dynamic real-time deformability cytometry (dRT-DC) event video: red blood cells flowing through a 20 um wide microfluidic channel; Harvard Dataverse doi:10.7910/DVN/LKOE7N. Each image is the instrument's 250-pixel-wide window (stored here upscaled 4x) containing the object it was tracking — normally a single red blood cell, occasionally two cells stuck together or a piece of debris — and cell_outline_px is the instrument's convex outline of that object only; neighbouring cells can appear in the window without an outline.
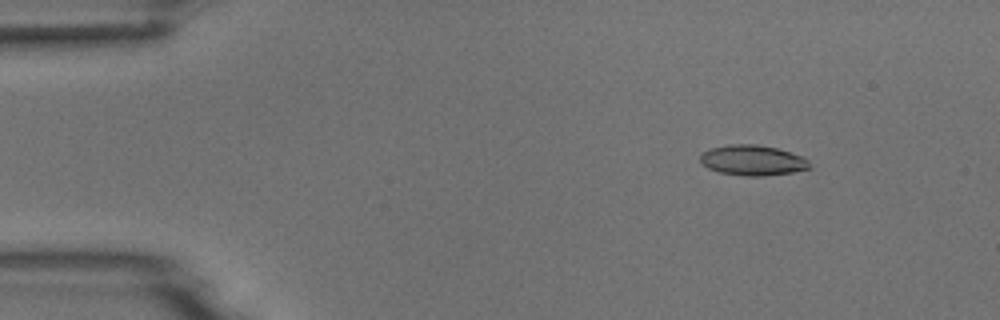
{"species": "common noctule bat (a hibernating species)", "species_latin": "Nyctalus noctula", "temperature_condition": "room temperature", "stored_images_in_passage": 8, "camera_frame_rate_fps": 3000, "um_per_image_px": 0.085, "animal": {"sex": "male", "body_mass_g": 18.8}, "frame": {"image": 1, "passage_image": 2, "time_ms": 1.333, "image_size_px": [1000, 320], "cell_outline_px": [[812, 168], [792, 172], [760, 176], [744, 176], [720, 172], [708, 168], [700, 164], [700, 156], [704, 152], [712, 148], [728, 144], [756, 144], [776, 148], [800, 156], [808, 160]], "centroid_in_image_um": [63.95, 13.63], "position_along_channel_um": 21.1, "area_um2": 19.19}}
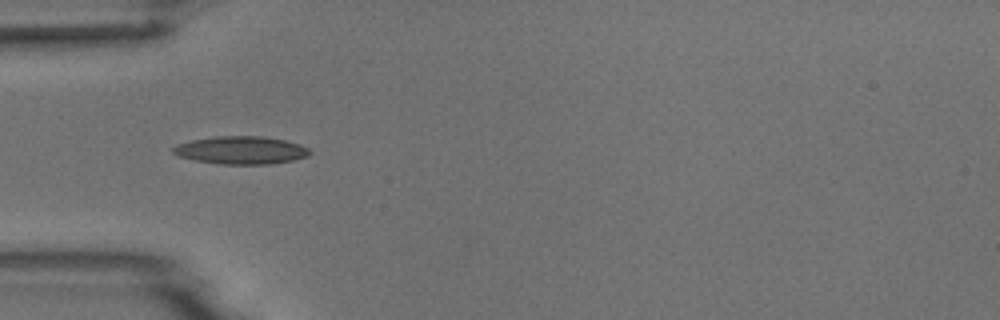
{"frame": {"image": 2, "passage_image": 5, "time_ms": 4.667, "image_size_px": [1000, 320], "cell_outline_px": [[312, 152], [308, 156], [292, 160], [268, 164], [220, 164], [196, 160], [180, 156], [172, 152], [172, 148], [176, 144], [192, 140], [216, 136], [260, 136], [284, 140], [300, 144], [308, 148]], "centroid_in_image_um": [20.49, 12.76], "position_along_channel_um": 64.5, "area_um2": 22.02}}